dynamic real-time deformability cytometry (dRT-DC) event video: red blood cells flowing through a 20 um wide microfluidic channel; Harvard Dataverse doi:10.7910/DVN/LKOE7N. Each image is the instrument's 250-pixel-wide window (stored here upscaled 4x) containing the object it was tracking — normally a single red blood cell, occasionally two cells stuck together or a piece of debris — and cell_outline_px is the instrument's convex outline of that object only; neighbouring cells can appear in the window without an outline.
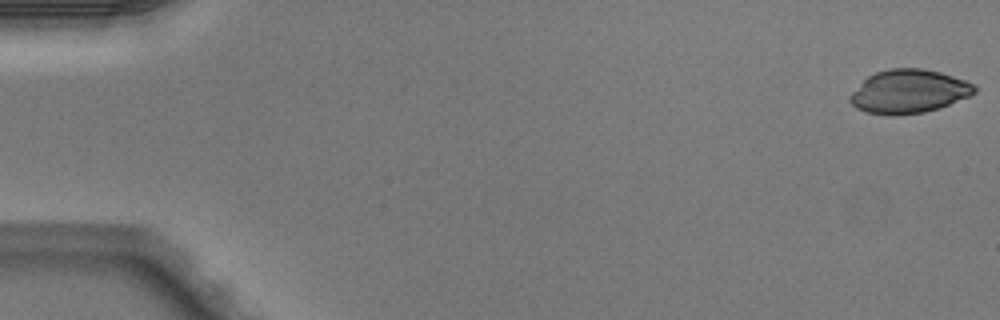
{"species": "Egyptian fruit bat (a non-hibernating species)", "species_latin": "Rousettus aegyptiacus", "temperature_condition": "warm", "stored_images_in_passage": 5, "camera_frame_rate_fps": 3000, "um_per_image_px": 0.085, "animal": {"sex": "male"}, "frame": {"image": 1, "passage_image": 1, "time_ms": 0.0, "image_size_px": [1000, 320], "cell_outline_px": [[976, 92], [968, 96], [940, 108], [924, 112], [868, 112], [856, 108], [848, 100], [848, 96], [868, 76], [876, 72], [888, 68], [924, 68], [940, 72], [964, 80], [972, 84], [976, 88]], "centroid_in_image_um": [77.25, 7.72], "position_along_channel_um": 7.8, "area_um2": 30.69}}
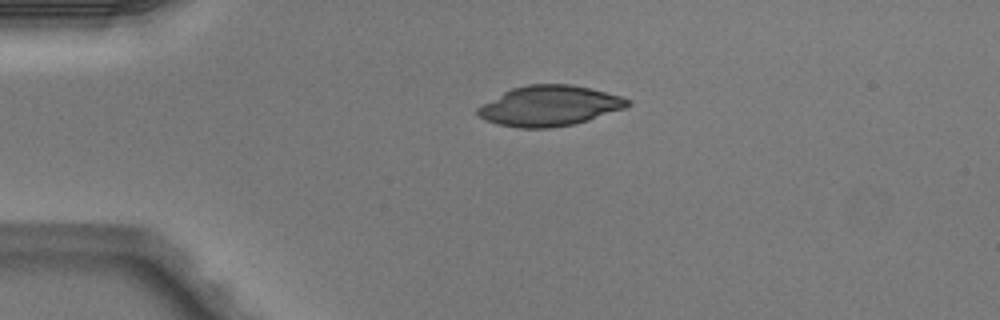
{"frame": {"image": 2, "passage_image": 4, "time_ms": 1.0, "image_size_px": [1000, 320], "cell_outline_px": [[632, 104], [624, 108], [588, 120], [572, 124], [548, 128], [520, 128], [500, 124], [484, 120], [476, 112], [476, 108], [504, 92], [512, 88], [528, 84], [572, 84], [620, 96], [632, 100]], "centroid_in_image_um": [46.7, 8.99], "position_along_channel_um": 38.3, "area_um2": 34.85}}